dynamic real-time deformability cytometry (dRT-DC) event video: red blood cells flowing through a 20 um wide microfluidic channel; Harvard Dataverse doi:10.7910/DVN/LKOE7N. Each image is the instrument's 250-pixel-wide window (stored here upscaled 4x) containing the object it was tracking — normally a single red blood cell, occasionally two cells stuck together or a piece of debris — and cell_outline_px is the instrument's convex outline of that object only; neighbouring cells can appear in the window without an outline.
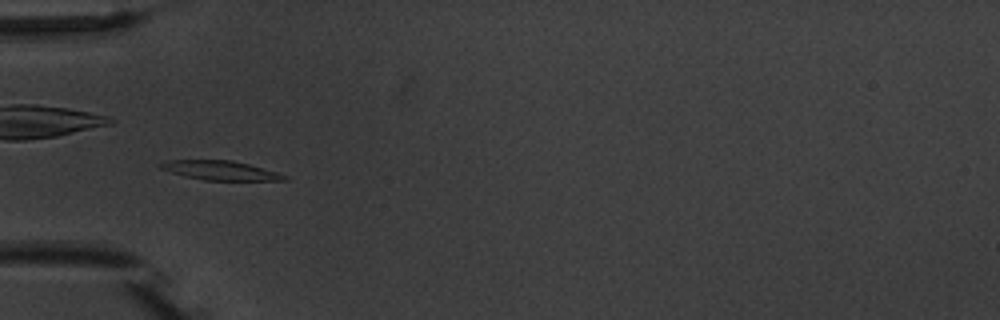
{"species": "common noctule bat (a hibernating species)", "species_latin": "Nyctalus noctula", "temperature_condition": "warm", "stored_images_in_passage": 5, "camera_frame_rate_fps": 3000, "um_per_image_px": 0.085, "animal": {"sex": "male", "body_mass_g": 20.1, "forearm_length_mm": 53.5}, "frame": {"image": 1, "passage_image": 4, "time_ms": 4.333, "image_size_px": [1000, 320], "cell_outline_px": [[288, 180], [204, 180], [184, 176], [160, 168], [156, 164], [168, 160], [232, 160], [248, 164], [276, 172], [288, 176]], "centroid_in_image_um": [18.69, 14.48], "position_along_channel_um": 66.3, "area_um2": 13.76}}
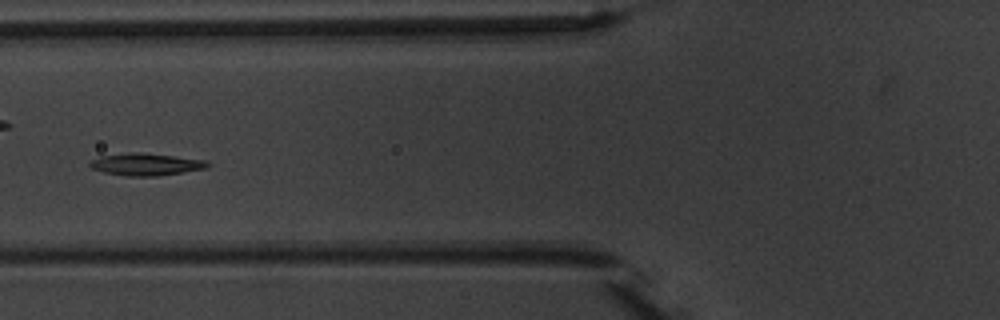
{"frame": {"image": 2, "passage_image": 5, "time_ms": 5.667, "image_size_px": [1000, 320], "cell_outline_px": [[212, 164], [208, 168], [156, 176], [128, 176], [104, 172], [92, 168], [88, 164], [92, 160], [100, 156], [128, 152], [140, 152], [208, 160]], "centroid_in_image_um": [12.45, 13.96], "position_along_channel_um": 113.4, "area_um2": 15.26}}